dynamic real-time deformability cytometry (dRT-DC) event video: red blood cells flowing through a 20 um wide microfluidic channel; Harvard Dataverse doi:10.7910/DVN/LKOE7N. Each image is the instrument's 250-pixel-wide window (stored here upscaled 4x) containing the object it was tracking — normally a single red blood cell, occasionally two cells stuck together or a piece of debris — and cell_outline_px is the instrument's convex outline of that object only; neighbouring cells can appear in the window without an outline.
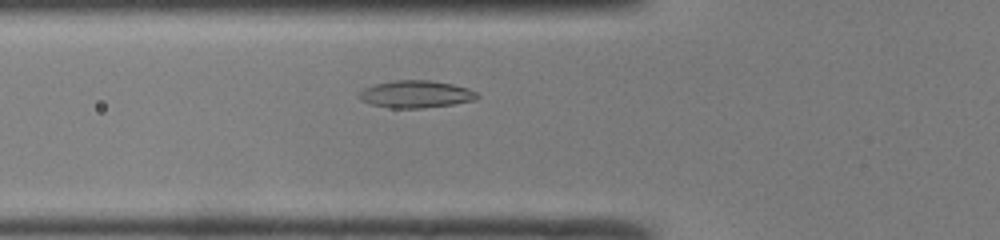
{"species": "common noctule bat (a hibernating species)", "species_latin": "Nyctalus noctula", "temperature_condition": "room temperature", "stored_images_in_passage": 37, "camera_frame_rate_fps": 3000, "um_per_image_px": 0.085, "animal": {"sex": "male", "body_mass_g": 19.0, "forearm_length_mm": 50.8}, "frame": {"image": 1, "passage_image": 6, "time_ms": 1.667, "image_size_px": [1000, 240], "cell_outline_px": [[480, 96], [476, 100], [452, 104], [420, 108], [392, 108], [372, 104], [360, 100], [356, 96], [364, 88], [376, 84], [396, 80], [428, 80], [452, 84], [468, 88], [476, 92]], "centroid_in_image_um": [35.35, 8.0], "position_along_channel_um": 90.5, "area_um2": 18.67}}
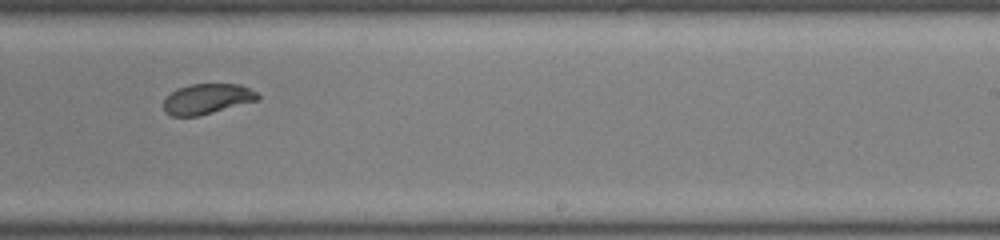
{"frame": {"image": 2, "passage_image": 19, "time_ms": 6.0, "image_size_px": [1000, 240], "cell_outline_px": [[260, 100], [200, 116], [172, 116], [164, 112], [164, 100], [176, 88], [188, 84], [240, 84], [256, 92], [260, 96]], "centroid_in_image_um": [17.62, 8.41], "position_along_channel_um": 271.4, "area_um2": 16.82}}
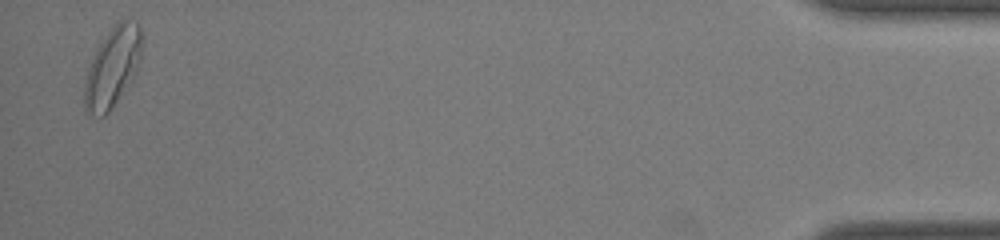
{"frame": {"image": 3, "passage_image": 36, "time_ms": 11.667, "image_size_px": [1000, 240], "cell_outline_px": [[140, 60], [136, 72], [132, 80], [108, 112], [104, 116], [100, 116], [88, 112], [84, 108], [84, 80], [88, 68], [96, 48], [104, 36], [120, 20], [136, 20], [140, 24]], "centroid_in_image_um": [9.55, 5.7], "position_along_channel_um": 425.7, "area_um2": 26.36}, "authors_computed_cell_mechanics": {"area_um2": 17.8602, "velocity_mm_per_s": 4.1869, "shape_relaxation_time_tau1_ms": 3.0549, "shape_relaxation_time_tau2_ms": 0.7231, "deformation_change_tau1": 0.1199, "deformation_change_tau2": 0.0532}}